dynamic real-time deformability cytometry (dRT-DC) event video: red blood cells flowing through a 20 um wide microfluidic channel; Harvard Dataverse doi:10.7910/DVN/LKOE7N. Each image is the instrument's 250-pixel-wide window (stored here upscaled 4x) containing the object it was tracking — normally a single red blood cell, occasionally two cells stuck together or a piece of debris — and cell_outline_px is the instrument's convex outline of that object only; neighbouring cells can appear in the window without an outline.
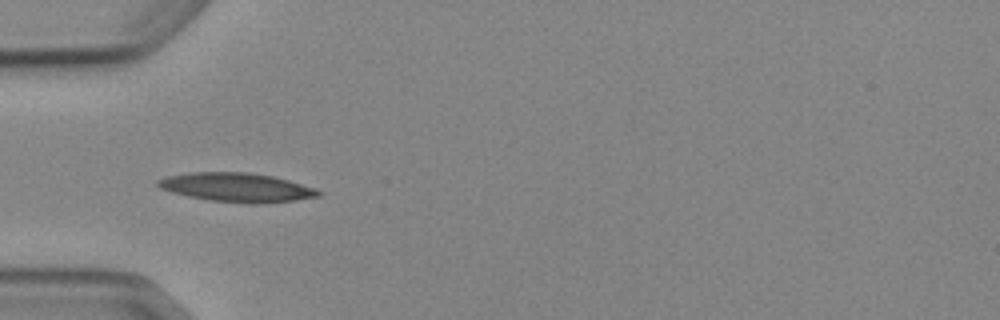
{"species": "Egyptian fruit bat (a non-hibernating species)", "species_latin": "Rousettus aegyptiacus", "temperature_condition": "cold", "stored_images_in_passage": 5, "camera_frame_rate_fps": 3000, "um_per_image_px": 0.085, "animal": {"sex": "female"}, "frame": {"image": 1, "passage_image": 3, "time_ms": 3.0, "image_size_px": [1000, 320], "cell_outline_px": [[320, 196], [296, 200], [260, 204], [256, 204], [208, 200], [188, 196], [172, 192], [160, 188], [156, 184], [156, 180], [168, 176], [188, 172], [248, 172], [272, 176], [288, 180], [316, 188], [320, 192]], "centroid_in_image_um": [20.11, 15.93], "position_along_channel_um": 64.9, "area_um2": 27.11}}
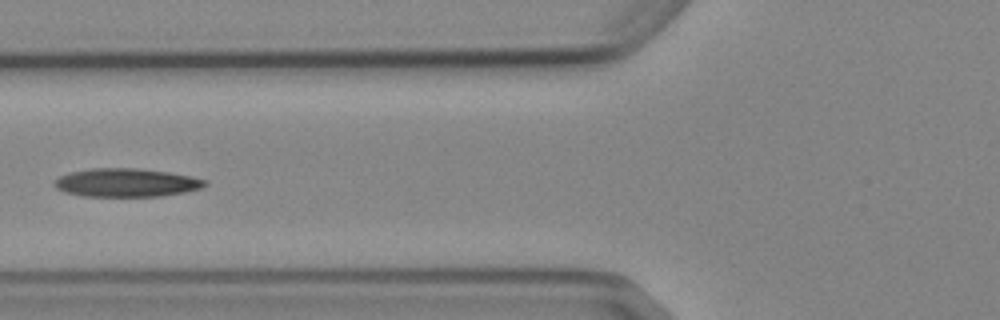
{"frame": {"image": 2, "passage_image": 4, "time_ms": 4.333, "image_size_px": [1000, 320], "cell_outline_px": [[208, 184], [200, 188], [184, 192], [160, 196], [84, 196], [64, 192], [56, 188], [52, 184], [60, 176], [72, 172], [92, 168], [136, 168], [168, 172], [192, 176], [208, 180]], "centroid_in_image_um": [10.75, 15.52], "position_along_channel_um": 115.0, "area_um2": 24.85}}